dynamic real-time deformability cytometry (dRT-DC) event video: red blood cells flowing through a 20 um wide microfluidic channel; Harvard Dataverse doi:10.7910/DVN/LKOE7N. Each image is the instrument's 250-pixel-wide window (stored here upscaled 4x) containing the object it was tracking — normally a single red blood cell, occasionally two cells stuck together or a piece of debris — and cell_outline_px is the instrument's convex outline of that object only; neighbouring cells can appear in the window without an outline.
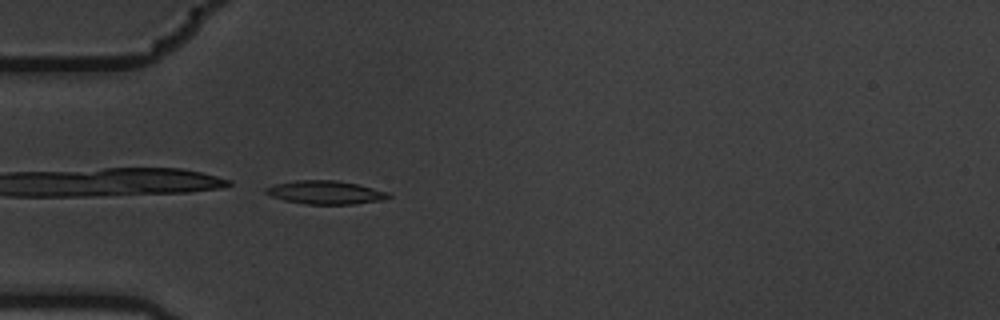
{"species": "common noctule bat (a hibernating species)", "species_latin": "Nyctalus noctula", "temperature_condition": "warm", "stored_images_in_passage": 5, "camera_frame_rate_fps": 3000, "um_per_image_px": 0.085, "animal": {"sex": "male", "body_mass_g": 19.5, "forearm_length_mm": 54.6}, "frame": {"image": 1, "passage_image": 5, "time_ms": 1.333, "image_size_px": [1000, 320], "cell_outline_px": [[392, 196], [384, 200], [356, 204], [308, 204], [284, 200], [272, 196], [264, 192], [264, 188], [272, 184], [296, 180], [336, 180], [356, 184], [388, 192]], "centroid_in_image_um": [27.65, 16.35], "position_along_channel_um": 57.4, "area_um2": 16.76}}